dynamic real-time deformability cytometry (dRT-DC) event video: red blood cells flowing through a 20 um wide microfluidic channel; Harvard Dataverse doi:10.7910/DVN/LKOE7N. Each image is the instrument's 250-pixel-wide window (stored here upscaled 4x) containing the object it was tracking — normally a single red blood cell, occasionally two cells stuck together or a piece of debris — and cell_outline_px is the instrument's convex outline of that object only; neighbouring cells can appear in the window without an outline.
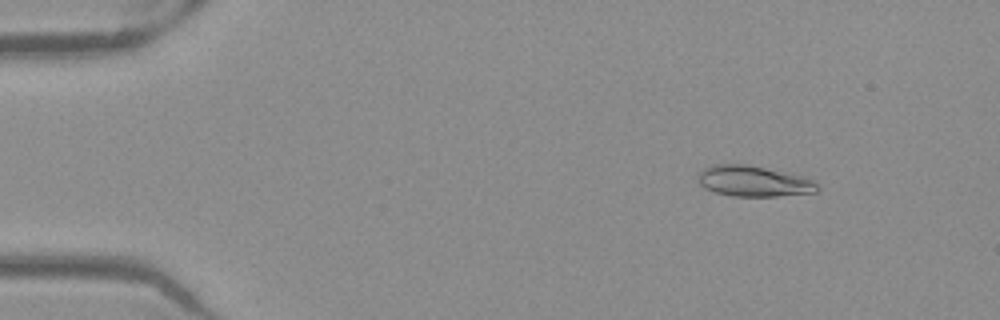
{"species": "Egyptian fruit bat (a non-hibernating species)", "species_latin": "Rousettus aegyptiacus", "temperature_condition": "warm", "stored_images_in_passage": 52, "camera_frame_rate_fps": 3000, "um_per_image_px": 0.085, "frame": {"image": 1, "passage_image": 7, "time_ms": 2.0, "image_size_px": [1000, 320], "cell_outline_px": [[820, 188], [816, 192], [776, 196], [732, 196], [716, 192], [704, 188], [700, 184], [696, 176], [704, 168], [712, 164], [748, 164], [804, 176], [816, 180]], "centroid_in_image_um": [64.08, 15.39], "position_along_channel_um": 20.9, "area_um2": 21.62}}
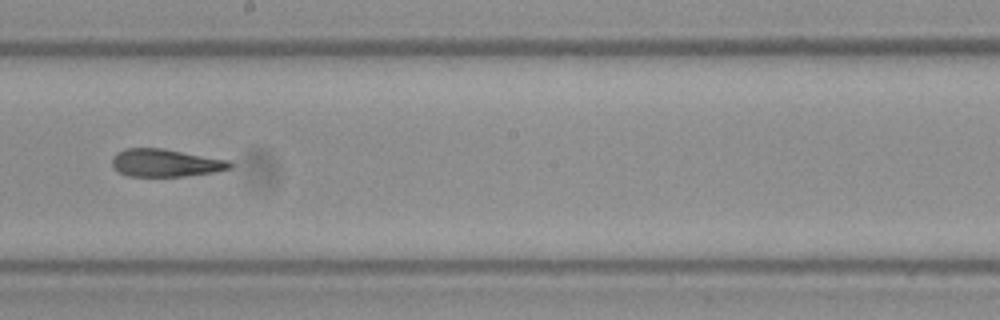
{"frame": {"image": 2, "passage_image": 30, "time_ms": 9.667, "image_size_px": [1000, 320], "cell_outline_px": [[232, 168], [216, 172], [184, 176], [128, 176], [120, 172], [112, 164], [112, 156], [116, 152], [124, 148], [164, 148], [228, 160], [232, 164]], "centroid_in_image_um": [14.07, 13.83], "position_along_channel_um": 234.1, "area_um2": 19.07}}
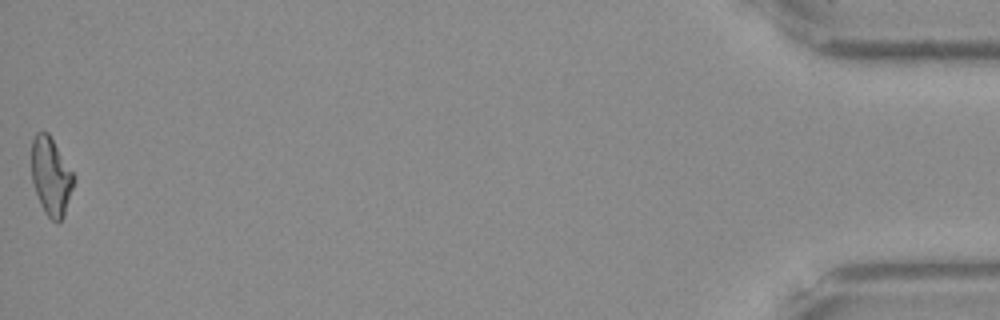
{"frame": {"image": 3, "passage_image": 52, "time_ms": 17.0, "image_size_px": [1000, 320], "cell_outline_px": [[76, 180], [64, 216], [56, 224], [44, 212], [40, 204], [32, 180], [32, 140], [36, 132], [48, 132], [76, 176]], "centroid_in_image_um": [4.36, 15.0], "position_along_channel_um": 430.8, "area_um2": 19.36}, "authors_computed_cell_mechanics": {"area_um2": 20.0566, "velocity_mm_per_s": 3.981, "shape_relaxation_time_tau1_ms": null, "shape_relaxation_time_tau2_ms": 3.4544, "deformation_change_tau1": null, "deformation_change_tau2": 0.1168}}